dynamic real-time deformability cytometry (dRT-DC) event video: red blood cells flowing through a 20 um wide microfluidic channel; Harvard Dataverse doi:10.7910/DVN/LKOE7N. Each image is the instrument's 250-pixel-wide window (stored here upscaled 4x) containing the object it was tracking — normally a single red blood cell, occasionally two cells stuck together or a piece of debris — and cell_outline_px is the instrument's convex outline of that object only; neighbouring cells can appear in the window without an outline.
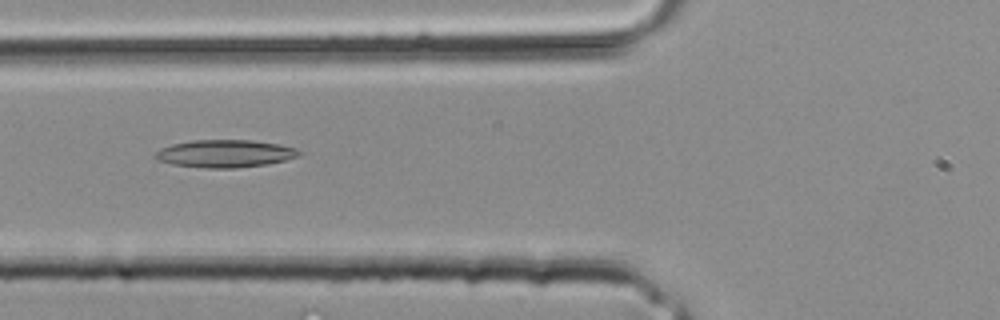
{"species": "common noctule bat (a hibernating species)", "species_latin": "Nyctalus noctula", "temperature_condition": "room temperature", "stored_images_in_passage": 24, "camera_frame_rate_fps": 3000, "um_per_image_px": 0.085, "animal": {"sex": "male", "body_mass_g": 20.4}, "frame": {"image": 1, "passage_image": 5, "time_ms": 1.333, "image_size_px": [1000, 320], "cell_outline_px": [[304, 152], [300, 156], [268, 164], [236, 168], [204, 168], [172, 164], [160, 160], [152, 156], [160, 148], [172, 144], [192, 140], [252, 140], [276, 144], [296, 148]], "centroid_in_image_um": [19.14, 13.06], "position_along_channel_um": 106.7, "area_um2": 23.18}}
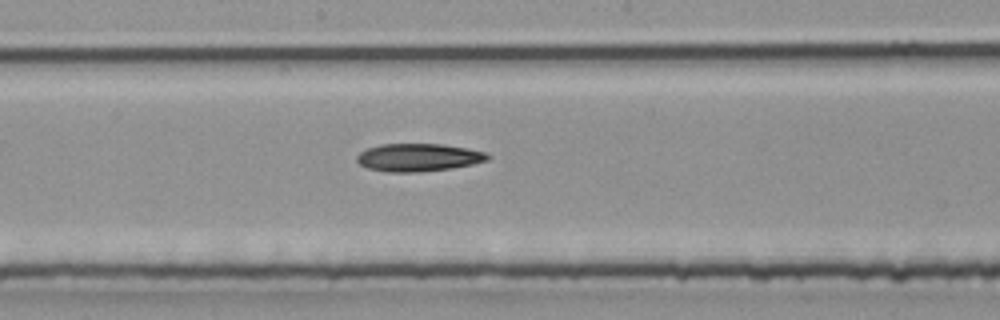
{"frame": {"image": 2, "passage_image": 10, "time_ms": 3.0, "image_size_px": [1000, 320], "cell_outline_px": [[492, 156], [488, 160], [472, 164], [452, 168], [420, 172], [388, 172], [368, 168], [360, 164], [356, 160], [356, 156], [360, 152], [368, 148], [380, 144], [444, 144], [468, 148], [484, 152]], "centroid_in_image_um": [35.57, 13.38], "position_along_channel_um": 212.6, "area_um2": 21.27}}
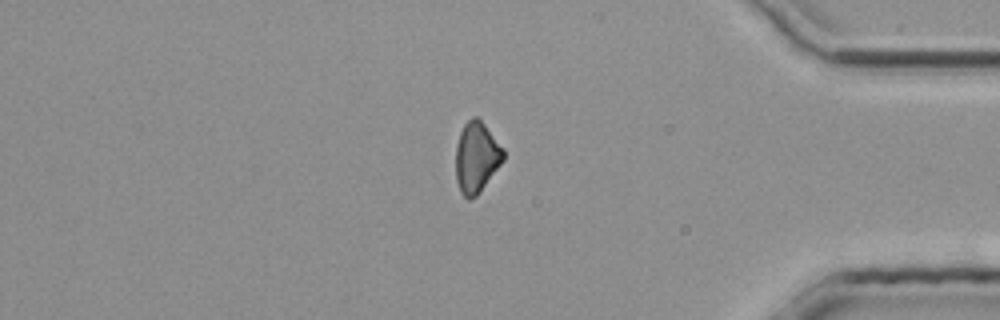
{"frame": {"image": 3, "passage_image": 20, "time_ms": 6.333, "image_size_px": [1000, 320], "cell_outline_px": [[504, 160], [480, 192], [472, 200], [468, 200], [460, 192], [456, 180], [456, 144], [460, 132], [464, 124], [472, 116], [476, 116], [484, 124], [504, 148]], "centroid_in_image_um": [40.5, 13.38], "position_along_channel_um": 394.7, "area_um2": 19.77}}